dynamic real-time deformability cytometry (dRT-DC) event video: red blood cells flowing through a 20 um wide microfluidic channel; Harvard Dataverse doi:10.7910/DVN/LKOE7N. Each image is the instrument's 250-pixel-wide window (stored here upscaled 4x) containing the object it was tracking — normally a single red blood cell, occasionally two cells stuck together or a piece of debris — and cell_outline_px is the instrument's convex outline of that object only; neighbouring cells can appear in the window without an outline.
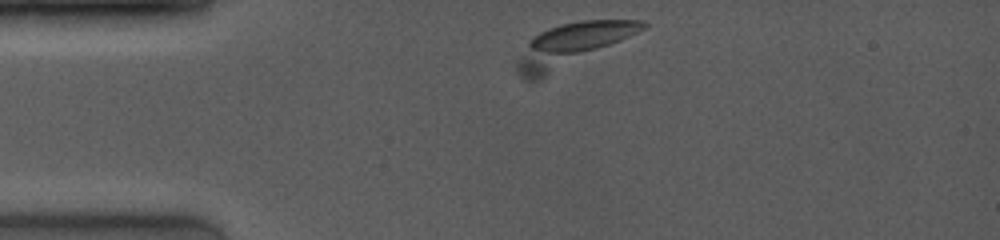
{"species": "common noctule bat (a hibernating species)", "species_latin": "Nyctalus noctula", "temperature_condition": "room temperature", "stored_images_in_passage": 30, "camera_frame_rate_fps": 4000, "um_per_image_px": 0.085, "animal": {"sex": "female", "body_mass_g": 19.0, "forearm_length_mm": 53.3}, "frame": {"image": 1, "passage_image": 1, "time_ms": 0.0, "image_size_px": [1000, 240], "cell_outline_px": [[648, 28], [540, 80], [524, 80], [516, 72], [516, 60], [528, 40], [540, 32], [548, 28], [560, 24], [580, 20], [644, 20], [648, 24]], "centroid_in_image_um": [48.57, 3.82], "position_along_channel_um": 36.4, "area_um2": 31.27}}
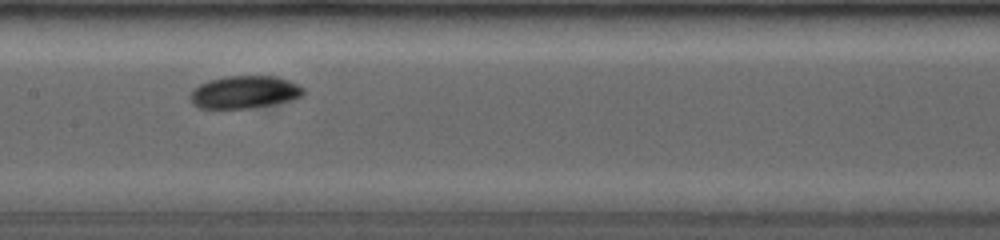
{"frame": {"image": 2, "passage_image": 14, "time_ms": 4.75, "image_size_px": [1000, 240], "cell_outline_px": [[304, 92], [300, 96], [292, 100], [276, 104], [256, 108], [200, 108], [192, 104], [188, 96], [192, 88], [208, 80], [228, 76], [276, 76], [288, 80], [304, 88]], "centroid_in_image_um": [20.75, 7.84], "position_along_channel_um": 186.7, "area_um2": 21.73}}